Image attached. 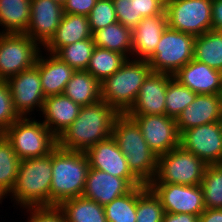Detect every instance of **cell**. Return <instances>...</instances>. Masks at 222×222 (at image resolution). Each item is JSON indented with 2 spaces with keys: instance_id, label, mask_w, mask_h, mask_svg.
Here are the masks:
<instances>
[{
  "instance_id": "1",
  "label": "cell",
  "mask_w": 222,
  "mask_h": 222,
  "mask_svg": "<svg viewBox=\"0 0 222 222\" xmlns=\"http://www.w3.org/2000/svg\"><path fill=\"white\" fill-rule=\"evenodd\" d=\"M119 113L102 99L82 106L73 123L57 138V146L68 151H83L112 136Z\"/></svg>"
},
{
  "instance_id": "2",
  "label": "cell",
  "mask_w": 222,
  "mask_h": 222,
  "mask_svg": "<svg viewBox=\"0 0 222 222\" xmlns=\"http://www.w3.org/2000/svg\"><path fill=\"white\" fill-rule=\"evenodd\" d=\"M112 137L124 154L131 173L144 185L155 177L157 155L149 148L136 122L119 114L112 127Z\"/></svg>"
},
{
  "instance_id": "3",
  "label": "cell",
  "mask_w": 222,
  "mask_h": 222,
  "mask_svg": "<svg viewBox=\"0 0 222 222\" xmlns=\"http://www.w3.org/2000/svg\"><path fill=\"white\" fill-rule=\"evenodd\" d=\"M89 169L85 152L57 146L52 151L50 206H59L64 200L82 196Z\"/></svg>"
},
{
  "instance_id": "4",
  "label": "cell",
  "mask_w": 222,
  "mask_h": 222,
  "mask_svg": "<svg viewBox=\"0 0 222 222\" xmlns=\"http://www.w3.org/2000/svg\"><path fill=\"white\" fill-rule=\"evenodd\" d=\"M51 181L52 152L44 157L21 160L15 185L8 196L22 209L49 207Z\"/></svg>"
},
{
  "instance_id": "5",
  "label": "cell",
  "mask_w": 222,
  "mask_h": 222,
  "mask_svg": "<svg viewBox=\"0 0 222 222\" xmlns=\"http://www.w3.org/2000/svg\"><path fill=\"white\" fill-rule=\"evenodd\" d=\"M152 72L148 61L128 58L118 71L101 83V99L119 114H125Z\"/></svg>"
},
{
  "instance_id": "6",
  "label": "cell",
  "mask_w": 222,
  "mask_h": 222,
  "mask_svg": "<svg viewBox=\"0 0 222 222\" xmlns=\"http://www.w3.org/2000/svg\"><path fill=\"white\" fill-rule=\"evenodd\" d=\"M31 118L20 117L3 132L20 160L47 156L57 147V138L47 126Z\"/></svg>"
},
{
  "instance_id": "7",
  "label": "cell",
  "mask_w": 222,
  "mask_h": 222,
  "mask_svg": "<svg viewBox=\"0 0 222 222\" xmlns=\"http://www.w3.org/2000/svg\"><path fill=\"white\" fill-rule=\"evenodd\" d=\"M208 165L181 146L157 157V170L150 183L200 185Z\"/></svg>"
},
{
  "instance_id": "8",
  "label": "cell",
  "mask_w": 222,
  "mask_h": 222,
  "mask_svg": "<svg viewBox=\"0 0 222 222\" xmlns=\"http://www.w3.org/2000/svg\"><path fill=\"white\" fill-rule=\"evenodd\" d=\"M194 40V35L167 26L154 53L146 61L153 72L174 75L193 59Z\"/></svg>"
},
{
  "instance_id": "9",
  "label": "cell",
  "mask_w": 222,
  "mask_h": 222,
  "mask_svg": "<svg viewBox=\"0 0 222 222\" xmlns=\"http://www.w3.org/2000/svg\"><path fill=\"white\" fill-rule=\"evenodd\" d=\"M42 47L25 33H0V80L36 65Z\"/></svg>"
},
{
  "instance_id": "10",
  "label": "cell",
  "mask_w": 222,
  "mask_h": 222,
  "mask_svg": "<svg viewBox=\"0 0 222 222\" xmlns=\"http://www.w3.org/2000/svg\"><path fill=\"white\" fill-rule=\"evenodd\" d=\"M167 25L200 36L212 30V0H173L165 6Z\"/></svg>"
},
{
  "instance_id": "11",
  "label": "cell",
  "mask_w": 222,
  "mask_h": 222,
  "mask_svg": "<svg viewBox=\"0 0 222 222\" xmlns=\"http://www.w3.org/2000/svg\"><path fill=\"white\" fill-rule=\"evenodd\" d=\"M180 146L207 165L222 164V121L182 131Z\"/></svg>"
},
{
  "instance_id": "12",
  "label": "cell",
  "mask_w": 222,
  "mask_h": 222,
  "mask_svg": "<svg viewBox=\"0 0 222 222\" xmlns=\"http://www.w3.org/2000/svg\"><path fill=\"white\" fill-rule=\"evenodd\" d=\"M160 199L164 212L200 215L206 208L201 185L149 183Z\"/></svg>"
},
{
  "instance_id": "13",
  "label": "cell",
  "mask_w": 222,
  "mask_h": 222,
  "mask_svg": "<svg viewBox=\"0 0 222 222\" xmlns=\"http://www.w3.org/2000/svg\"><path fill=\"white\" fill-rule=\"evenodd\" d=\"M139 126L149 148L157 155L180 146L176 118L167 115H128Z\"/></svg>"
},
{
  "instance_id": "14",
  "label": "cell",
  "mask_w": 222,
  "mask_h": 222,
  "mask_svg": "<svg viewBox=\"0 0 222 222\" xmlns=\"http://www.w3.org/2000/svg\"><path fill=\"white\" fill-rule=\"evenodd\" d=\"M14 109L20 117H30L35 109L41 111L45 96L38 67L32 66L6 80Z\"/></svg>"
},
{
  "instance_id": "15",
  "label": "cell",
  "mask_w": 222,
  "mask_h": 222,
  "mask_svg": "<svg viewBox=\"0 0 222 222\" xmlns=\"http://www.w3.org/2000/svg\"><path fill=\"white\" fill-rule=\"evenodd\" d=\"M90 168L125 178L133 187L143 185L129 170L124 154L112 136L85 151Z\"/></svg>"
},
{
  "instance_id": "16",
  "label": "cell",
  "mask_w": 222,
  "mask_h": 222,
  "mask_svg": "<svg viewBox=\"0 0 222 222\" xmlns=\"http://www.w3.org/2000/svg\"><path fill=\"white\" fill-rule=\"evenodd\" d=\"M30 12V22L25 34L43 48L61 23L63 5L54 0H31Z\"/></svg>"
},
{
  "instance_id": "17",
  "label": "cell",
  "mask_w": 222,
  "mask_h": 222,
  "mask_svg": "<svg viewBox=\"0 0 222 222\" xmlns=\"http://www.w3.org/2000/svg\"><path fill=\"white\" fill-rule=\"evenodd\" d=\"M173 75L152 72L140 87L127 115H166V90Z\"/></svg>"
},
{
  "instance_id": "18",
  "label": "cell",
  "mask_w": 222,
  "mask_h": 222,
  "mask_svg": "<svg viewBox=\"0 0 222 222\" xmlns=\"http://www.w3.org/2000/svg\"><path fill=\"white\" fill-rule=\"evenodd\" d=\"M218 121H222V94H197L176 118L179 133Z\"/></svg>"
},
{
  "instance_id": "19",
  "label": "cell",
  "mask_w": 222,
  "mask_h": 222,
  "mask_svg": "<svg viewBox=\"0 0 222 222\" xmlns=\"http://www.w3.org/2000/svg\"><path fill=\"white\" fill-rule=\"evenodd\" d=\"M173 77L197 94H222V71L192 59Z\"/></svg>"
},
{
  "instance_id": "20",
  "label": "cell",
  "mask_w": 222,
  "mask_h": 222,
  "mask_svg": "<svg viewBox=\"0 0 222 222\" xmlns=\"http://www.w3.org/2000/svg\"><path fill=\"white\" fill-rule=\"evenodd\" d=\"M133 188L125 178L90 168L82 196L104 207L117 197L129 193Z\"/></svg>"
},
{
  "instance_id": "21",
  "label": "cell",
  "mask_w": 222,
  "mask_h": 222,
  "mask_svg": "<svg viewBox=\"0 0 222 222\" xmlns=\"http://www.w3.org/2000/svg\"><path fill=\"white\" fill-rule=\"evenodd\" d=\"M166 12L143 18L132 30V58L147 60L167 27Z\"/></svg>"
},
{
  "instance_id": "22",
  "label": "cell",
  "mask_w": 222,
  "mask_h": 222,
  "mask_svg": "<svg viewBox=\"0 0 222 222\" xmlns=\"http://www.w3.org/2000/svg\"><path fill=\"white\" fill-rule=\"evenodd\" d=\"M81 106L64 94L45 97L41 110L42 122L58 138L79 115Z\"/></svg>"
},
{
  "instance_id": "23",
  "label": "cell",
  "mask_w": 222,
  "mask_h": 222,
  "mask_svg": "<svg viewBox=\"0 0 222 222\" xmlns=\"http://www.w3.org/2000/svg\"><path fill=\"white\" fill-rule=\"evenodd\" d=\"M42 54L40 53L36 66L39 70L44 96L63 94L75 70L55 54L46 53L48 56Z\"/></svg>"
},
{
  "instance_id": "24",
  "label": "cell",
  "mask_w": 222,
  "mask_h": 222,
  "mask_svg": "<svg viewBox=\"0 0 222 222\" xmlns=\"http://www.w3.org/2000/svg\"><path fill=\"white\" fill-rule=\"evenodd\" d=\"M88 38H92L88 16L64 13L56 33L42 50L56 54L62 47Z\"/></svg>"
},
{
  "instance_id": "25",
  "label": "cell",
  "mask_w": 222,
  "mask_h": 222,
  "mask_svg": "<svg viewBox=\"0 0 222 222\" xmlns=\"http://www.w3.org/2000/svg\"><path fill=\"white\" fill-rule=\"evenodd\" d=\"M63 94L76 104L87 106L101 100V83L86 70H77L67 82Z\"/></svg>"
},
{
  "instance_id": "26",
  "label": "cell",
  "mask_w": 222,
  "mask_h": 222,
  "mask_svg": "<svg viewBox=\"0 0 222 222\" xmlns=\"http://www.w3.org/2000/svg\"><path fill=\"white\" fill-rule=\"evenodd\" d=\"M30 11L31 0H0V33H26Z\"/></svg>"
},
{
  "instance_id": "27",
  "label": "cell",
  "mask_w": 222,
  "mask_h": 222,
  "mask_svg": "<svg viewBox=\"0 0 222 222\" xmlns=\"http://www.w3.org/2000/svg\"><path fill=\"white\" fill-rule=\"evenodd\" d=\"M96 47L123 54L127 59L132 55V30L116 22L92 34Z\"/></svg>"
},
{
  "instance_id": "28",
  "label": "cell",
  "mask_w": 222,
  "mask_h": 222,
  "mask_svg": "<svg viewBox=\"0 0 222 222\" xmlns=\"http://www.w3.org/2000/svg\"><path fill=\"white\" fill-rule=\"evenodd\" d=\"M58 207L67 222H107L104 207L83 196L64 200Z\"/></svg>"
},
{
  "instance_id": "29",
  "label": "cell",
  "mask_w": 222,
  "mask_h": 222,
  "mask_svg": "<svg viewBox=\"0 0 222 222\" xmlns=\"http://www.w3.org/2000/svg\"><path fill=\"white\" fill-rule=\"evenodd\" d=\"M193 59L222 71V31L209 30L195 36Z\"/></svg>"
},
{
  "instance_id": "30",
  "label": "cell",
  "mask_w": 222,
  "mask_h": 222,
  "mask_svg": "<svg viewBox=\"0 0 222 222\" xmlns=\"http://www.w3.org/2000/svg\"><path fill=\"white\" fill-rule=\"evenodd\" d=\"M20 161L12 145L2 134L0 136V201L10 194L15 185Z\"/></svg>"
},
{
  "instance_id": "31",
  "label": "cell",
  "mask_w": 222,
  "mask_h": 222,
  "mask_svg": "<svg viewBox=\"0 0 222 222\" xmlns=\"http://www.w3.org/2000/svg\"><path fill=\"white\" fill-rule=\"evenodd\" d=\"M126 60L123 54L95 46L86 71L102 83L118 71Z\"/></svg>"
},
{
  "instance_id": "32",
  "label": "cell",
  "mask_w": 222,
  "mask_h": 222,
  "mask_svg": "<svg viewBox=\"0 0 222 222\" xmlns=\"http://www.w3.org/2000/svg\"><path fill=\"white\" fill-rule=\"evenodd\" d=\"M138 186L104 206L107 222H136Z\"/></svg>"
},
{
  "instance_id": "33",
  "label": "cell",
  "mask_w": 222,
  "mask_h": 222,
  "mask_svg": "<svg viewBox=\"0 0 222 222\" xmlns=\"http://www.w3.org/2000/svg\"><path fill=\"white\" fill-rule=\"evenodd\" d=\"M200 185L205 208L222 209V164L208 165Z\"/></svg>"
},
{
  "instance_id": "34",
  "label": "cell",
  "mask_w": 222,
  "mask_h": 222,
  "mask_svg": "<svg viewBox=\"0 0 222 222\" xmlns=\"http://www.w3.org/2000/svg\"><path fill=\"white\" fill-rule=\"evenodd\" d=\"M164 213L160 199L148 185L138 186L136 222H162Z\"/></svg>"
},
{
  "instance_id": "35",
  "label": "cell",
  "mask_w": 222,
  "mask_h": 222,
  "mask_svg": "<svg viewBox=\"0 0 222 222\" xmlns=\"http://www.w3.org/2000/svg\"><path fill=\"white\" fill-rule=\"evenodd\" d=\"M94 48L95 43L92 37L64 46L55 55L75 71L86 70Z\"/></svg>"
},
{
  "instance_id": "36",
  "label": "cell",
  "mask_w": 222,
  "mask_h": 222,
  "mask_svg": "<svg viewBox=\"0 0 222 222\" xmlns=\"http://www.w3.org/2000/svg\"><path fill=\"white\" fill-rule=\"evenodd\" d=\"M197 93L183 86L177 79L172 77L166 90V115L177 118V116L190 105L196 98Z\"/></svg>"
},
{
  "instance_id": "37",
  "label": "cell",
  "mask_w": 222,
  "mask_h": 222,
  "mask_svg": "<svg viewBox=\"0 0 222 222\" xmlns=\"http://www.w3.org/2000/svg\"><path fill=\"white\" fill-rule=\"evenodd\" d=\"M89 27L92 34L117 22L112 0H97L88 15Z\"/></svg>"
},
{
  "instance_id": "38",
  "label": "cell",
  "mask_w": 222,
  "mask_h": 222,
  "mask_svg": "<svg viewBox=\"0 0 222 222\" xmlns=\"http://www.w3.org/2000/svg\"><path fill=\"white\" fill-rule=\"evenodd\" d=\"M117 22L133 30L144 18L139 12L138 0H112Z\"/></svg>"
},
{
  "instance_id": "39",
  "label": "cell",
  "mask_w": 222,
  "mask_h": 222,
  "mask_svg": "<svg viewBox=\"0 0 222 222\" xmlns=\"http://www.w3.org/2000/svg\"><path fill=\"white\" fill-rule=\"evenodd\" d=\"M19 118L13 106L8 84L6 80H0V131L3 133Z\"/></svg>"
},
{
  "instance_id": "40",
  "label": "cell",
  "mask_w": 222,
  "mask_h": 222,
  "mask_svg": "<svg viewBox=\"0 0 222 222\" xmlns=\"http://www.w3.org/2000/svg\"><path fill=\"white\" fill-rule=\"evenodd\" d=\"M24 210L30 213L27 222H67L58 206L29 207Z\"/></svg>"
},
{
  "instance_id": "41",
  "label": "cell",
  "mask_w": 222,
  "mask_h": 222,
  "mask_svg": "<svg viewBox=\"0 0 222 222\" xmlns=\"http://www.w3.org/2000/svg\"><path fill=\"white\" fill-rule=\"evenodd\" d=\"M96 2L97 0H66L63 4V12L88 16Z\"/></svg>"
},
{
  "instance_id": "42",
  "label": "cell",
  "mask_w": 222,
  "mask_h": 222,
  "mask_svg": "<svg viewBox=\"0 0 222 222\" xmlns=\"http://www.w3.org/2000/svg\"><path fill=\"white\" fill-rule=\"evenodd\" d=\"M139 12L145 17H151L162 14L165 11V5L159 0H138Z\"/></svg>"
},
{
  "instance_id": "43",
  "label": "cell",
  "mask_w": 222,
  "mask_h": 222,
  "mask_svg": "<svg viewBox=\"0 0 222 222\" xmlns=\"http://www.w3.org/2000/svg\"><path fill=\"white\" fill-rule=\"evenodd\" d=\"M212 30L222 31V0H212Z\"/></svg>"
},
{
  "instance_id": "44",
  "label": "cell",
  "mask_w": 222,
  "mask_h": 222,
  "mask_svg": "<svg viewBox=\"0 0 222 222\" xmlns=\"http://www.w3.org/2000/svg\"><path fill=\"white\" fill-rule=\"evenodd\" d=\"M162 222H199V216L186 213H167L163 215Z\"/></svg>"
},
{
  "instance_id": "45",
  "label": "cell",
  "mask_w": 222,
  "mask_h": 222,
  "mask_svg": "<svg viewBox=\"0 0 222 222\" xmlns=\"http://www.w3.org/2000/svg\"><path fill=\"white\" fill-rule=\"evenodd\" d=\"M199 222H222V209L206 208L199 215Z\"/></svg>"
},
{
  "instance_id": "46",
  "label": "cell",
  "mask_w": 222,
  "mask_h": 222,
  "mask_svg": "<svg viewBox=\"0 0 222 222\" xmlns=\"http://www.w3.org/2000/svg\"><path fill=\"white\" fill-rule=\"evenodd\" d=\"M159 1L162 2L166 6L167 4L172 2L173 0H159Z\"/></svg>"
},
{
  "instance_id": "47",
  "label": "cell",
  "mask_w": 222,
  "mask_h": 222,
  "mask_svg": "<svg viewBox=\"0 0 222 222\" xmlns=\"http://www.w3.org/2000/svg\"><path fill=\"white\" fill-rule=\"evenodd\" d=\"M54 1H56V2L60 3L61 5H63L66 0H54Z\"/></svg>"
}]
</instances>
